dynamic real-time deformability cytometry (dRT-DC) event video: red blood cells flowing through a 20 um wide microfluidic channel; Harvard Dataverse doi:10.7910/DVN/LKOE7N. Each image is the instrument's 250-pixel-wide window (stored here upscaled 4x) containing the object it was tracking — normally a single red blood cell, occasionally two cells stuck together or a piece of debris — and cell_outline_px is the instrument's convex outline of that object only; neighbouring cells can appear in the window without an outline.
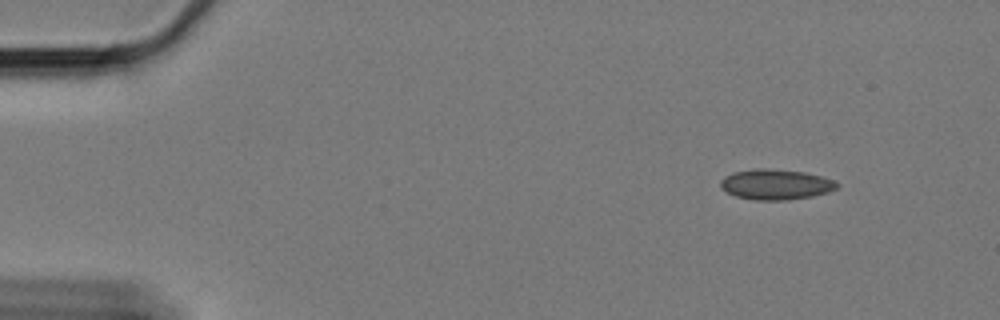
{"species": "Egyptian fruit bat (a non-hibernating species)", "species_latin": "Rousettus aegyptiacus", "temperature_condition": "cold", "stored_images_in_passage": 11, "camera_frame_rate_fps": 3000, "um_per_image_px": 0.085, "animal": {"sex": "female"}, "frame": {"image": 1, "passage_image": 1, "time_ms": 0.0, "image_size_px": [1000, 320], "cell_outline_px": [[840, 184], [836, 188], [828, 192], [812, 196], [788, 200], [756, 200], [736, 196], [720, 188], [720, 180], [724, 176], [732, 172], [760, 168], [768, 168], [804, 172], [820, 176], [832, 180]], "centroid_in_image_um": [65.91, 15.67], "position_along_channel_um": 19.1, "area_um2": 20.58}}